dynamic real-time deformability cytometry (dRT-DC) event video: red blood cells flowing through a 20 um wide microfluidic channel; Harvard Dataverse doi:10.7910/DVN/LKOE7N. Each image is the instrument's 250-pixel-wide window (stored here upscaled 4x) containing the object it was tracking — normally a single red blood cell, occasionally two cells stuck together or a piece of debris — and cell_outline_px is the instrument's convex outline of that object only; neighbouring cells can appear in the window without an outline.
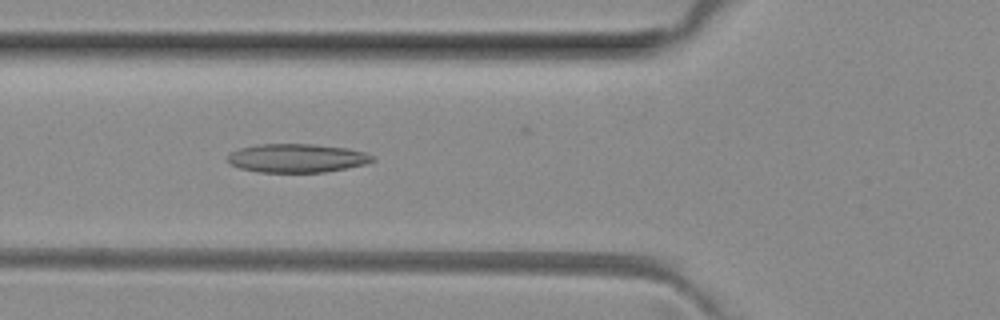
{"species": "common noctule bat (a hibernating species)", "species_latin": "Nyctalus noctula", "temperature_condition": "room temperature", "stored_images_in_passage": 46, "camera_frame_rate_fps": 3000, "um_per_image_px": 0.085, "animal": {"sex": "female", "body_mass_g": 29.2, "forearm_length_mm": 56.3}, "frame": {"image": 1, "passage_image": 18, "time_ms": 5.667, "image_size_px": [1000, 320], "cell_outline_px": [[376, 160], [364, 164], [324, 172], [260, 172], [240, 168], [232, 164], [228, 160], [228, 156], [232, 152], [240, 148], [260, 144], [312, 144], [348, 148], [364, 152], [372, 156]], "centroid_in_image_um": [25.25, 13.43], "position_along_channel_um": 100.6, "area_um2": 23.87}}
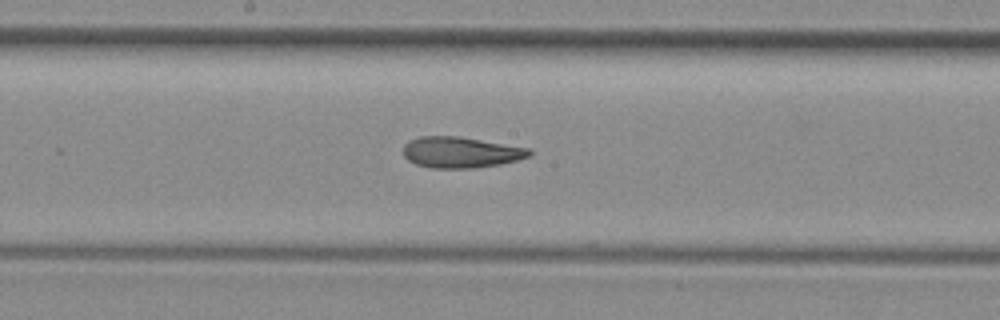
{"frame": {"image": 2, "passage_image": 26, "time_ms": 8.333, "image_size_px": [1000, 320], "cell_outline_px": [[532, 156], [500, 164], [472, 168], [432, 168], [416, 164], [408, 160], [404, 156], [404, 144], [408, 140], [420, 136], [456, 136], [532, 148]], "centroid_in_image_um": [39.18, 12.94], "position_along_channel_um": 209.0, "area_um2": 22.83}}
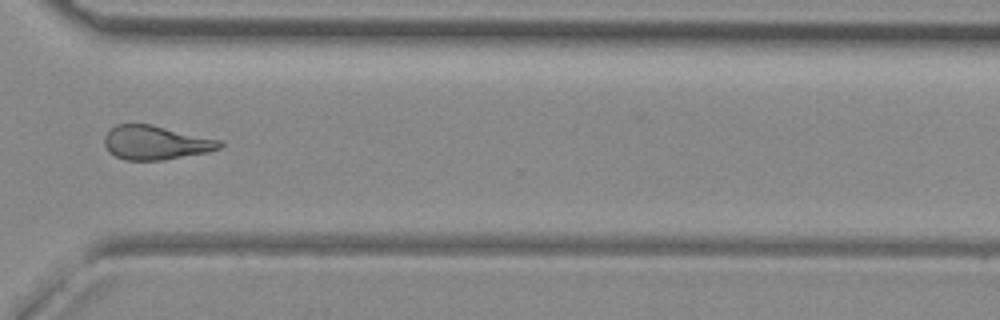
{"frame": {"image": 3, "passage_image": 37, "time_ms": 12.0, "image_size_px": [1000, 320], "cell_outline_px": [[224, 144], [220, 148], [208, 152], [164, 160], [124, 160], [108, 152], [104, 144], [104, 136], [116, 124], [152, 124], [224, 140]], "centroid_in_image_um": [13.27, 12.12], "position_along_channel_um": 357.3, "area_um2": 23.18}}